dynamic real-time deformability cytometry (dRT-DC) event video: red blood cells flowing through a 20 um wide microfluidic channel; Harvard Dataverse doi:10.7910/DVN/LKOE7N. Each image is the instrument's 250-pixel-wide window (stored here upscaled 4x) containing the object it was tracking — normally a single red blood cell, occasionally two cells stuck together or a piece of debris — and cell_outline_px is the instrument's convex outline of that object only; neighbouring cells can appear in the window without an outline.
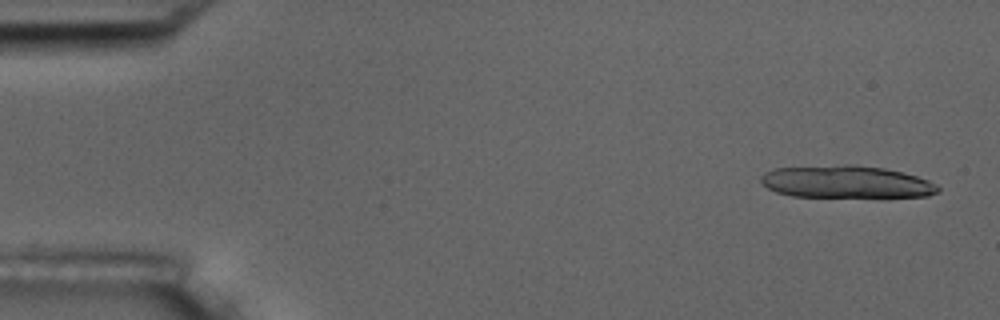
{"species": "common noctule bat (a hibernating species)", "species_latin": "Nyctalus noctula", "temperature_condition": "room temperature", "stored_images_in_passage": 5, "camera_frame_rate_fps": 3000, "um_per_image_px": 0.085, "animal": {"sex": "male", "body_mass_g": 17.5, "forearm_length_mm": 52.3}, "frame": {"image": 1, "passage_image": 1, "time_ms": 0.0, "image_size_px": [1000, 320], "cell_outline_px": [[940, 192], [928, 196], [792, 196], [776, 192], [768, 188], [760, 180], [760, 176], [764, 172], [776, 168], [844, 164], [852, 164], [884, 168], [916, 176], [928, 180], [936, 184], [940, 188]], "centroid_in_image_um": [71.91, 15.45], "position_along_channel_um": 13.1, "area_um2": 33.18}}